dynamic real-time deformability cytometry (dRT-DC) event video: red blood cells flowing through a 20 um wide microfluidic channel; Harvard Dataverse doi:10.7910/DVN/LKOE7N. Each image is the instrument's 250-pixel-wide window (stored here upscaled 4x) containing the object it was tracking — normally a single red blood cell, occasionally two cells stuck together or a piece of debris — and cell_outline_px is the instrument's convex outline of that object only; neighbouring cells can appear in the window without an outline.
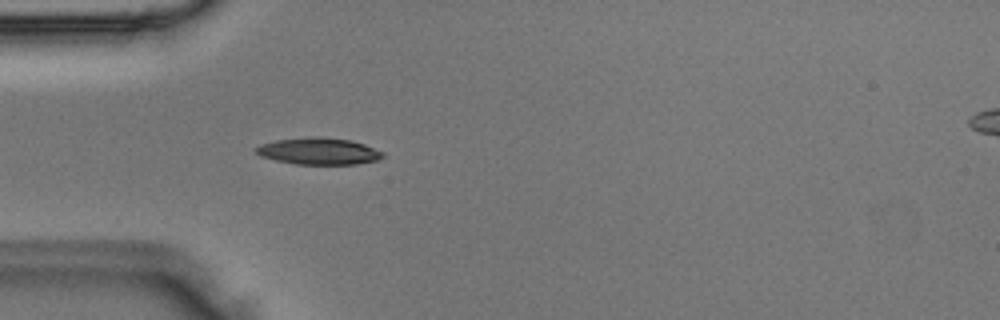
{"species": "Egyptian fruit bat (a non-hibernating species)", "species_latin": "Rousettus aegyptiacus", "temperature_condition": "room temperature", "stored_images_in_passage": 38, "camera_frame_rate_fps": 3000, "um_per_image_px": 0.085, "animal": {"sex": "male"}, "frame": {"image": 1, "passage_image": 4, "time_ms": 1.0, "image_size_px": [1000, 320], "cell_outline_px": [[384, 156], [376, 160], [356, 164], [296, 164], [276, 160], [260, 156], [256, 152], [256, 148], [260, 144], [276, 140], [316, 136], [324, 136], [352, 140], [364, 144], [384, 152]], "centroid_in_image_um": [27.1, 12.84], "position_along_channel_um": 57.9, "area_um2": 19.77}}
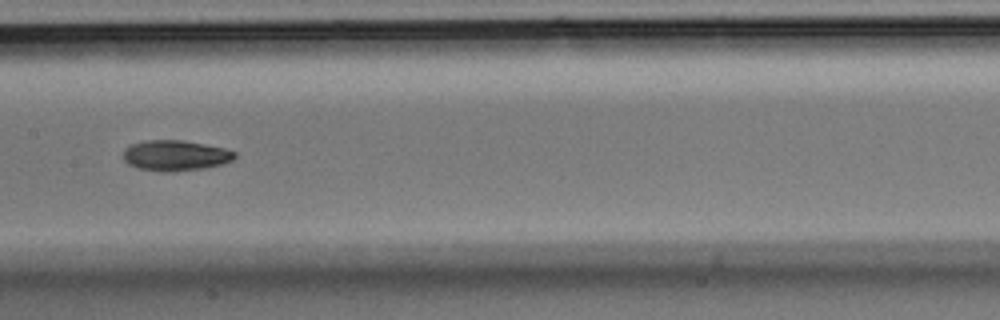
{"frame": {"image": 2, "passage_image": 14, "time_ms": 4.333, "image_size_px": [1000, 320], "cell_outline_px": [[236, 156], [232, 160], [224, 164], [204, 168], [172, 172], [160, 172], [140, 168], [128, 164], [124, 160], [124, 148], [132, 144], [144, 140], [180, 140], [204, 144], [224, 148], [236, 152]], "centroid_in_image_um": [14.91, 13.22], "position_along_channel_um": 192.5, "area_um2": 19.88}}
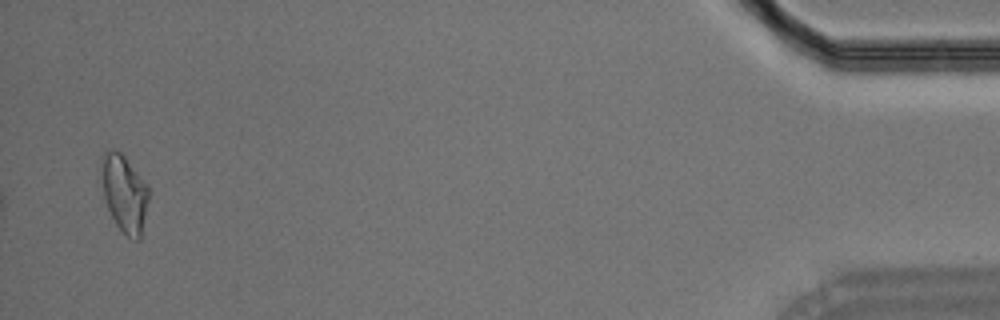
{"frame": {"image": 3, "passage_image": 37, "time_ms": 12.0, "image_size_px": [1000, 320], "cell_outline_px": [[148, 200], [140, 240], [136, 240], [128, 236], [116, 224], [104, 200], [96, 180], [100, 156], [108, 148], [112, 148], [120, 152], [124, 156], [148, 188]], "centroid_in_image_um": [10.44, 16.35], "position_along_channel_um": 424.8, "area_um2": 21.85}}